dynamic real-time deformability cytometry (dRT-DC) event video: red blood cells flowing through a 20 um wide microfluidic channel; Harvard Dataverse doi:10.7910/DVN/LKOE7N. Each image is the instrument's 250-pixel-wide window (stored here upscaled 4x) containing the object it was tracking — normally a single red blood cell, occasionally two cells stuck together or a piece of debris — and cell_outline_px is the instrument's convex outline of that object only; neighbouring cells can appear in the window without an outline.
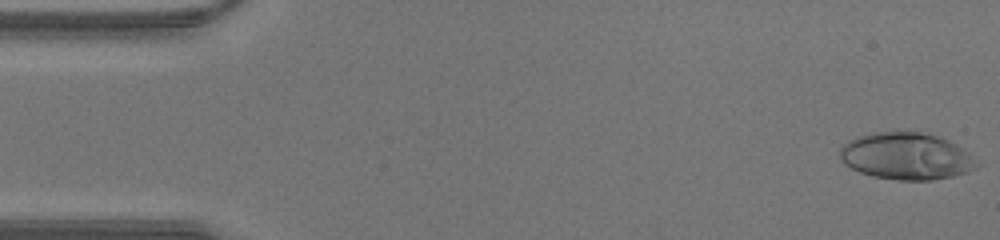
{"species": "human", "species_latin": "Homo sapiens", "temperature_condition": "warm", "stored_images_in_passage": 42, "camera_frame_rate_fps": 3000, "um_per_image_px": 0.085, "donor": {"sex": "male"}, "frame": {"image": 1, "passage_image": 1, "time_ms": 0.0, "image_size_px": [1000, 240], "cell_outline_px": [[980, 164], [976, 168], [968, 172], [952, 176], [932, 180], [896, 180], [872, 176], [860, 172], [844, 164], [840, 160], [840, 148], [848, 140], [856, 136], [872, 132], [928, 132], [948, 140], [960, 148]], "centroid_in_image_um": [76.99, 13.27], "position_along_channel_um": 8.0, "area_um2": 37.45}}
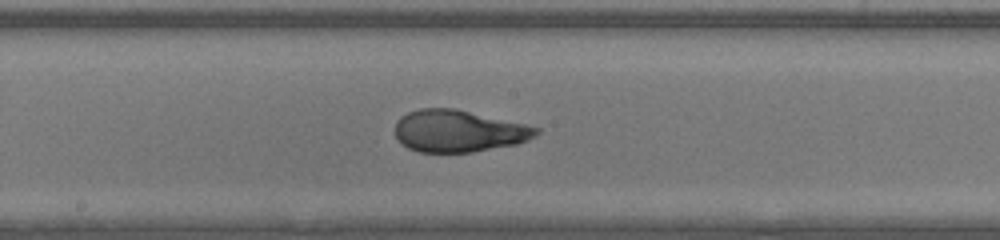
{"frame": {"image": 2, "passage_image": 22, "time_ms": 7.0, "image_size_px": [1000, 240], "cell_outline_px": [[540, 132], [536, 136], [528, 140], [516, 144], [472, 152], [420, 152], [408, 148], [400, 144], [396, 136], [396, 120], [400, 116], [408, 112], [420, 108], [452, 108], [524, 124], [540, 128]], "centroid_in_image_um": [38.95, 11.14], "position_along_channel_um": 209.3, "area_um2": 34.39}}
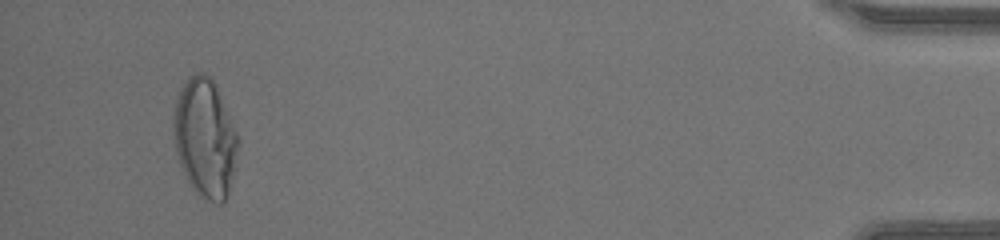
{"frame": {"image": 3, "passage_image": 40, "time_ms": 13.0, "image_size_px": [1000, 240], "cell_outline_px": [[240, 140], [228, 196], [224, 204], [216, 204], [200, 196], [192, 188], [176, 156], [172, 136], [172, 116], [176, 100], [180, 88], [188, 76], [196, 72], [204, 72], [216, 84]], "centroid_in_image_um": [17.41, 11.73], "position_along_channel_um": 417.8, "area_um2": 45.26}}